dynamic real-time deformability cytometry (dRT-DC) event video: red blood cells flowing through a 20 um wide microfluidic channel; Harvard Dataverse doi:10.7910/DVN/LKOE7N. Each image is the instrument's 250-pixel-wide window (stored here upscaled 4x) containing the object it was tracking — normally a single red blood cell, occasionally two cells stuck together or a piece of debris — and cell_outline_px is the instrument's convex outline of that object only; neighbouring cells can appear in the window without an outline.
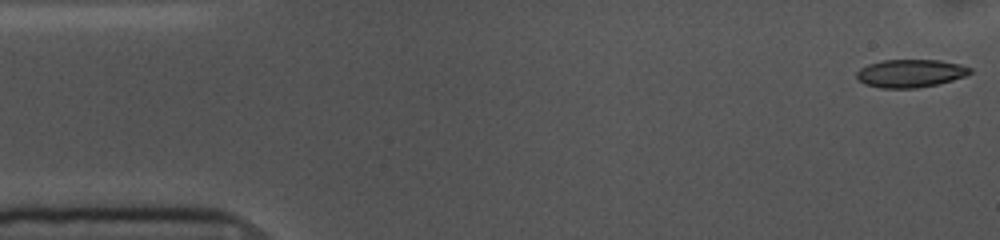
{"species": "common noctule bat (a hibernating species)", "species_latin": "Nyctalus noctula", "temperature_condition": "cold", "stored_images_in_passage": 54, "camera_frame_rate_fps": 3000, "um_per_image_px": 0.085, "animal": {"sex": "female", "body_mass_g": 10.0, "forearm_length_mm": 53.1}, "frame": {"image": 1, "passage_image": 1, "time_ms": 0.0, "image_size_px": [1000, 240], "cell_outline_px": [[972, 72], [964, 76], [952, 80], [936, 84], [916, 88], [880, 88], [864, 84], [856, 76], [856, 72], [860, 68], [868, 64], [884, 60], [940, 60], [960, 64], [972, 68]], "centroid_in_image_um": [77.38, 6.23], "position_along_channel_um": 7.6, "area_um2": 18.44}}
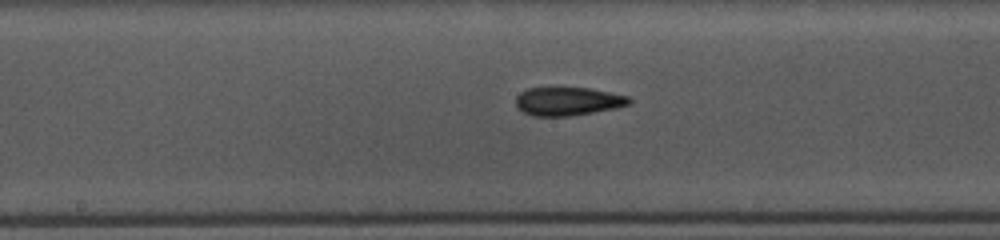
{"frame": {"image": 2, "passage_image": 26, "time_ms": 8.333, "image_size_px": [1000, 240], "cell_outline_px": [[632, 100], [628, 104], [616, 108], [568, 116], [532, 116], [516, 108], [516, 96], [520, 92], [528, 88], [588, 88], [628, 96]], "centroid_in_image_um": [48.22, 8.61], "position_along_channel_um": 200.0, "area_um2": 18.61}}
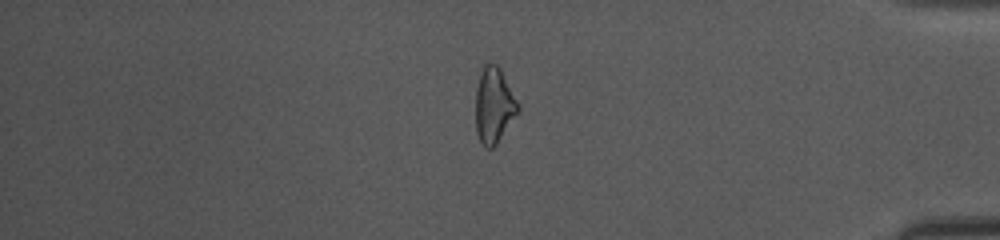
{"frame": {"image": 3, "passage_image": 45, "time_ms": 14.667, "image_size_px": [1000, 240], "cell_outline_px": [[520, 108], [496, 144], [492, 148], [484, 148], [476, 132], [476, 88], [480, 72], [484, 64], [496, 64], [500, 68], [520, 104]], "centroid_in_image_um": [41.98, 8.94], "position_along_channel_um": 393.2, "area_um2": 18.55}, "authors_computed_cell_mechanics": {"area_um2": 18.9006, "velocity_mm_per_s": 3.602, "shape_relaxation_time_tau1_ms": 6.4878, "shape_relaxation_time_tau2_ms": 6.2915, "deformation_change_tau1": 0.1519, "deformation_change_tau2": 0.1604}}